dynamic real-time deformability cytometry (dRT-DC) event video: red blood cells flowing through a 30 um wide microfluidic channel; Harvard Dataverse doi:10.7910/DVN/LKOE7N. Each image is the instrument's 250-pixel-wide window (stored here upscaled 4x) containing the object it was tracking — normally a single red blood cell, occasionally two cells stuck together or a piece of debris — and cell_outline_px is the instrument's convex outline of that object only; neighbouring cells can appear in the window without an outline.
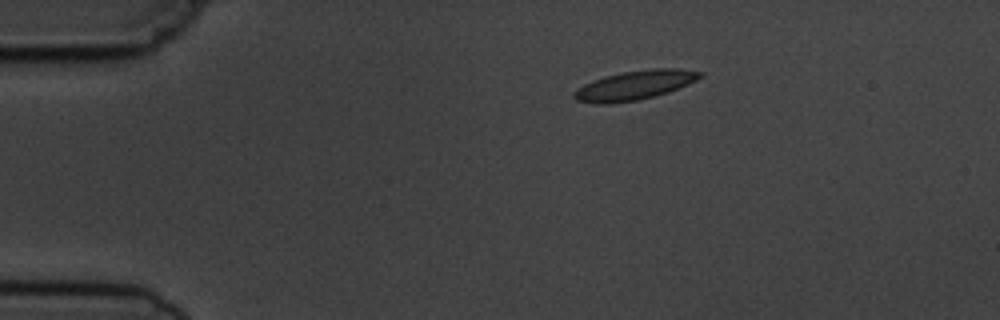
{"species": "common noctule bat (a hibernating species)", "species_latin": "Nyctalus noctula", "temperature_condition": "cold", "stored_images_in_passage": 4, "camera_frame_rate_fps": 3000, "um_per_image_px": 0.085, "animal": {"sex": "male", "body_mass_g": 19.5, "forearm_length_mm": 54.6}, "frame": {"image": 1, "passage_image": 1, "time_ms": 0.0, "image_size_px": [1000, 320], "cell_outline_px": [[704, 76], [688, 84], [668, 92], [636, 100], [608, 104], [596, 104], [576, 100], [572, 96], [572, 92], [584, 84], [604, 76], [624, 72], [652, 68], [680, 68], [704, 72]], "centroid_in_image_um": [53.96, 7.23], "position_along_channel_um": 31.0, "area_um2": 21.44}}
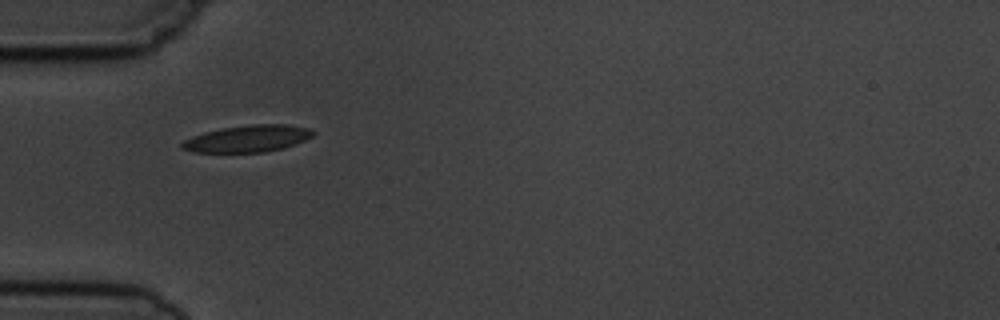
{"frame": {"image": 2, "passage_image": 3, "time_ms": 2.333, "image_size_px": [1000, 320], "cell_outline_px": [[316, 132], [312, 136], [296, 144], [284, 148], [264, 152], [196, 152], [180, 148], [180, 144], [184, 140], [192, 136], [204, 132], [220, 128], [252, 124], [288, 124], [312, 128]], "centroid_in_image_um": [21.08, 11.77], "position_along_channel_um": 63.9, "area_um2": 20.69}}
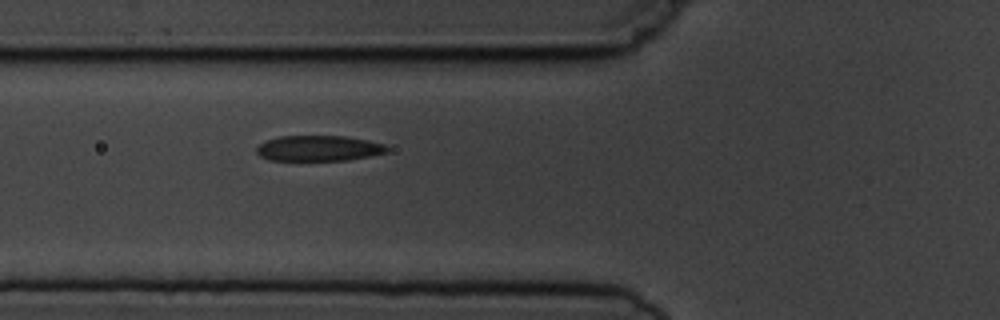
{"frame": {"image": 3, "passage_image": 4, "time_ms": 3.333, "image_size_px": [1000, 320], "cell_outline_px": [[388, 152], [348, 160], [268, 160], [260, 156], [256, 152], [256, 148], [260, 144], [268, 140], [280, 136], [344, 136], [368, 140], [384, 144], [388, 148]], "centroid_in_image_um": [27.08, 12.6], "position_along_channel_um": 98.7, "area_um2": 19.31}}